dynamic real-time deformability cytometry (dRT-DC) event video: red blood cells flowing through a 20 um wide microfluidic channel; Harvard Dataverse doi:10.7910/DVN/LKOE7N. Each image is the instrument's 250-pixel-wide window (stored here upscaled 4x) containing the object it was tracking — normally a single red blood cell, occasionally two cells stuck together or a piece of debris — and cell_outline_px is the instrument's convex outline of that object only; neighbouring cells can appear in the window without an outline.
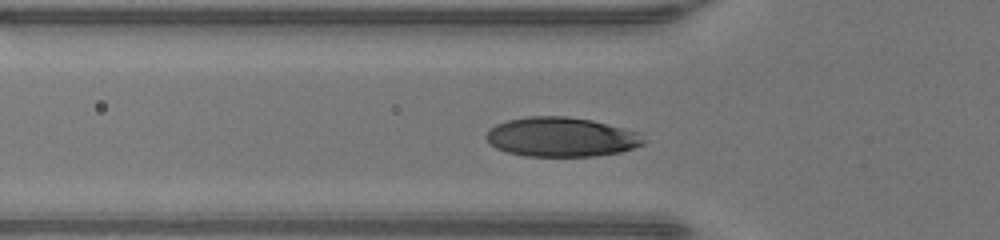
{"species": "human", "species_latin": "Homo sapiens", "temperature_condition": "warm", "stored_images_in_passage": 34, "camera_frame_rate_fps": 3000, "um_per_image_px": 0.085, "donor": {"sex": "male"}, "frame": {"image": 1, "passage_image": 11, "time_ms": 3.333, "image_size_px": [1000, 240], "cell_outline_px": [[648, 140], [644, 144], [620, 152], [596, 156], [524, 156], [508, 152], [496, 148], [488, 144], [484, 136], [488, 128], [496, 124], [508, 120], [528, 116], [568, 116], [592, 120], [636, 132]], "centroid_in_image_um": [47.66, 11.65], "position_along_channel_um": 78.1, "area_um2": 36.36}}
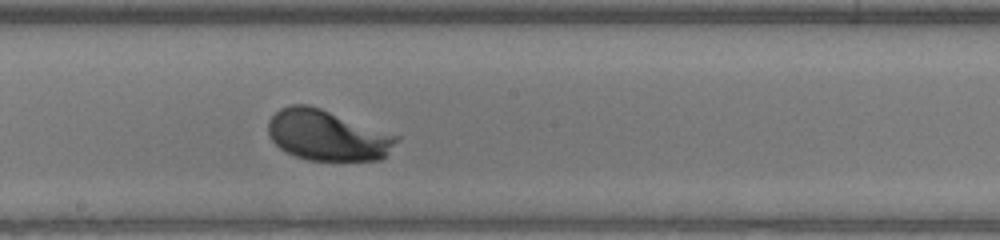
{"frame": {"image": 2, "passage_image": 21, "time_ms": 6.667, "image_size_px": [1000, 240], "cell_outline_px": [[400, 140], [380, 160], [308, 160], [296, 156], [280, 148], [268, 136], [268, 120], [280, 108], [288, 104], [308, 104], [320, 108], [400, 136]], "centroid_in_image_um": [27.81, 11.49], "position_along_channel_um": 220.4, "area_um2": 37.74}}
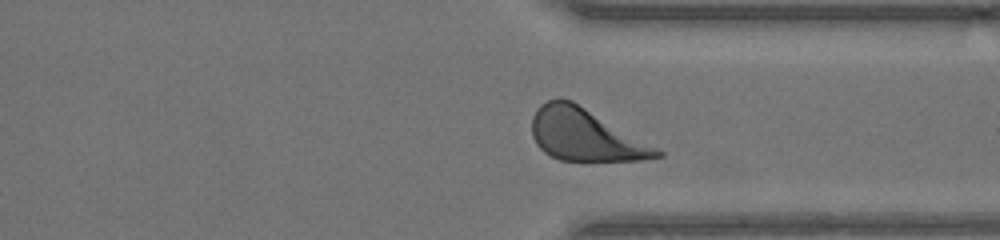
{"frame": {"image": 3, "passage_image": 31, "time_ms": 10.0, "image_size_px": [1000, 240], "cell_outline_px": [[664, 156], [644, 160], [560, 160], [544, 152], [536, 144], [532, 136], [532, 116], [536, 108], [540, 104], [548, 100], [560, 96], [572, 100], [660, 148], [664, 152]], "centroid_in_image_um": [49.76, 11.44], "position_along_channel_um": 361.6, "area_um2": 38.21}, "authors_computed_cell_mechanics": {"area_um2": 36.414, "velocity_mm_per_s": 4.241, "shape_relaxation_time_tau1_ms": 0.9563, "shape_relaxation_time_tau2_ms": null, "deformation_change_tau1": 0.1003, "deformation_change_tau2": null}}